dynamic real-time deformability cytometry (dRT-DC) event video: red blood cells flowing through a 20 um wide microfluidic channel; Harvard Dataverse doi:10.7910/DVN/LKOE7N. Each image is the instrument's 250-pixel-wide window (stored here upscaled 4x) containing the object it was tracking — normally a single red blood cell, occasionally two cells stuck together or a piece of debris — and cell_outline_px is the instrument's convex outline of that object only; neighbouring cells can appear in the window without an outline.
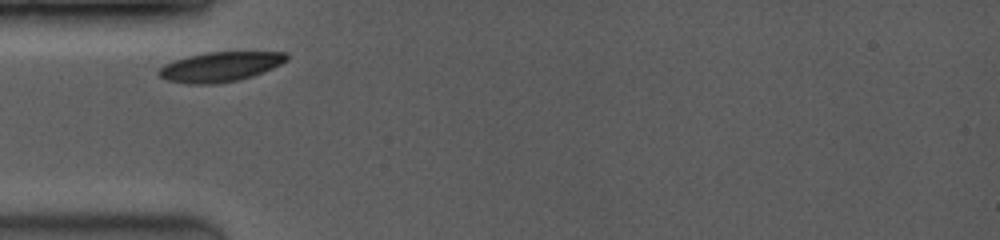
{"species": "common noctule bat (a hibernating species)", "species_latin": "Nyctalus noctula", "temperature_condition": "room temperature", "stored_images_in_passage": 7, "camera_frame_rate_fps": 3500, "um_per_image_px": 0.085, "animal": {"sex": "female", "body_mass_g": 19.0, "forearm_length_mm": 53.3}, "frame": {"image": 1, "passage_image": 1, "time_ms": 0.0, "image_size_px": [1000, 240], "cell_outline_px": [[288, 60], [272, 68], [252, 76], [236, 80], [216, 84], [188, 84], [168, 80], [160, 76], [156, 72], [164, 64], [188, 56], [208, 52], [284, 52], [288, 56]], "centroid_in_image_um": [18.7, 5.68], "position_along_channel_um": 66.3, "area_um2": 21.91}}
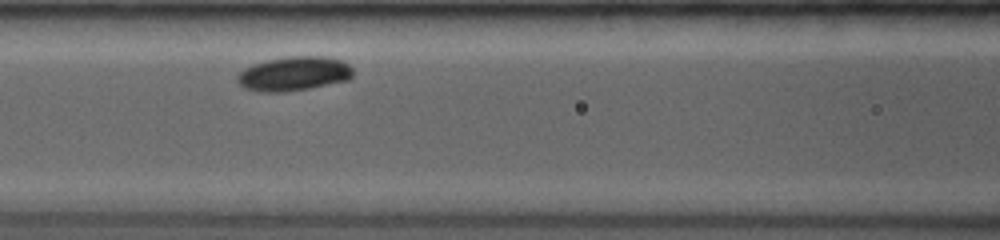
{"frame": {"image": 2, "passage_image": 6, "time_ms": 2.0, "image_size_px": [1000, 240], "cell_outline_px": [[352, 76], [348, 80], [308, 88], [280, 92], [260, 92], [244, 88], [236, 80], [236, 76], [244, 68], [252, 64], [268, 60], [288, 56], [324, 56], [340, 60], [348, 64], [352, 68]], "centroid_in_image_um": [24.95, 6.26], "position_along_channel_um": 141.7, "area_um2": 23.0}}
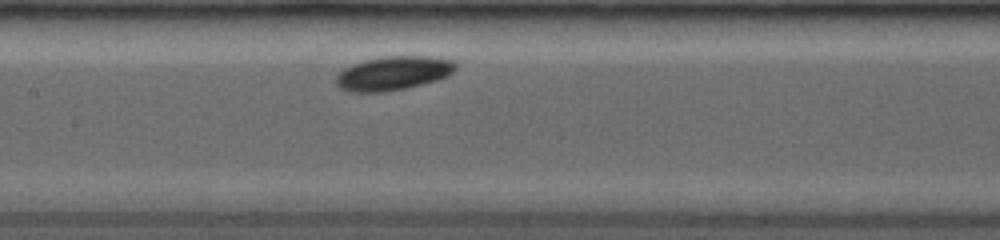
{"frame": {"image": 3, "passage_image": 7, "time_ms": 2.857, "image_size_px": [1000, 240], "cell_outline_px": [[456, 68], [448, 76], [436, 80], [404, 88], [384, 92], [348, 92], [340, 88], [336, 84], [336, 76], [344, 68], [352, 64], [364, 60], [384, 56], [428, 56], [456, 60]], "centroid_in_image_um": [33.42, 6.21], "position_along_channel_um": 174.0, "area_um2": 23.7}}